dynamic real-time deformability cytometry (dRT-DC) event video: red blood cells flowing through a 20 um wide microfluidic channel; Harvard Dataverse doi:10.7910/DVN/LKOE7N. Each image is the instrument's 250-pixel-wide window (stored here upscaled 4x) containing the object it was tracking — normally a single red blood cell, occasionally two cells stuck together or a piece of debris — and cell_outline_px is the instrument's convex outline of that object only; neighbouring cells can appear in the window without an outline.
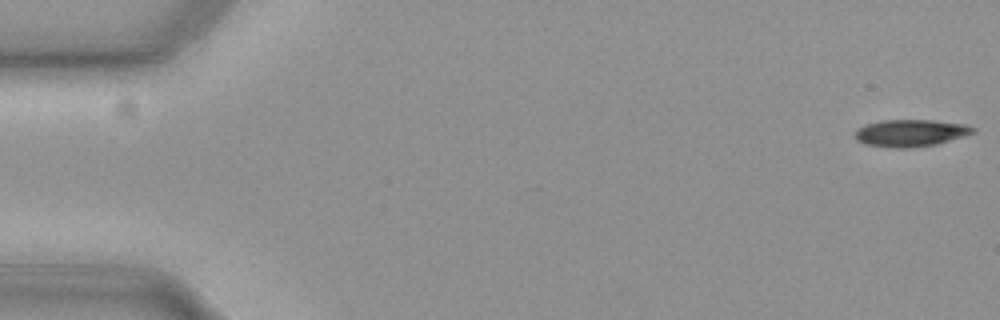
{"species": "common noctule bat (a hibernating species)", "species_latin": "Nyctalus noctula", "temperature_condition": "cold", "stored_images_in_passage": 56, "camera_frame_rate_fps": 3000, "um_per_image_px": 0.085, "animal": {"sex": "female", "body_mass_g": 19.3, "forearm_length_mm": 54.1}, "frame": {"image": 1, "passage_image": 1, "time_ms": 0.0, "image_size_px": [1000, 320], "cell_outline_px": [[976, 132], [936, 144], [912, 148], [892, 148], [864, 144], [856, 140], [852, 136], [856, 128], [864, 124], [880, 120], [932, 120], [964, 124], [976, 128]], "centroid_in_image_um": [77.32, 11.3], "position_along_channel_um": 7.7, "area_um2": 18.9}}
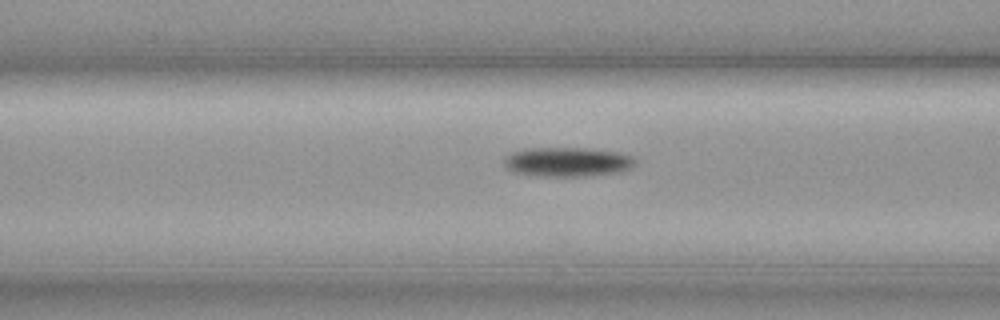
{"frame": {"image": 2, "passage_image": 22, "time_ms": 7.0, "image_size_px": [1000, 320], "cell_outline_px": [[636, 164], [632, 168], [620, 172], [584, 176], [540, 176], [512, 172], [504, 168], [504, 156], [512, 152], [524, 148], [588, 148], [620, 152], [632, 156], [636, 160]], "centroid_in_image_um": [48.22, 13.76], "position_along_channel_um": 118.4, "area_um2": 22.83}}
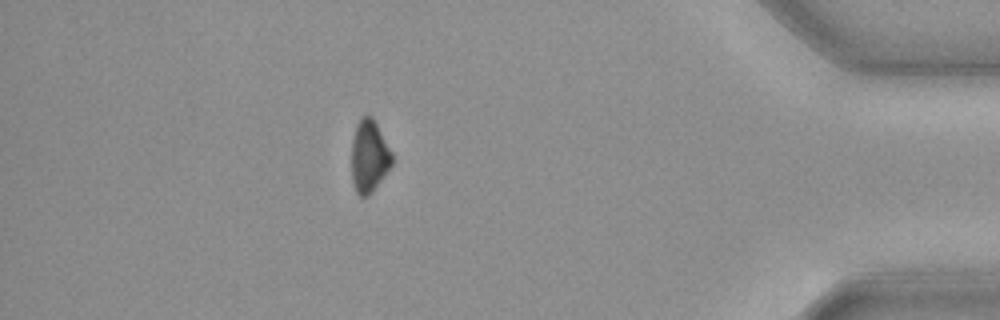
{"frame": {"image": 3, "passage_image": 49, "time_ms": 16.0, "image_size_px": [1000, 320], "cell_outline_px": [[392, 164], [372, 192], [368, 196], [360, 196], [356, 192], [352, 180], [352, 140], [356, 124], [360, 116], [372, 116], [392, 152]], "centroid_in_image_um": [31.36, 13.27], "position_along_channel_um": 403.8, "area_um2": 16.94}, "authors_computed_cell_mechanics": {"area_um2": 19.8543, "velocity_mm_per_s": 3.7248, "shape_relaxation_time_tau1_ms": 1.9176, "shape_relaxation_time_tau2_ms": null, "deformation_change_tau1": 0.0628, "deformation_change_tau2": null}}